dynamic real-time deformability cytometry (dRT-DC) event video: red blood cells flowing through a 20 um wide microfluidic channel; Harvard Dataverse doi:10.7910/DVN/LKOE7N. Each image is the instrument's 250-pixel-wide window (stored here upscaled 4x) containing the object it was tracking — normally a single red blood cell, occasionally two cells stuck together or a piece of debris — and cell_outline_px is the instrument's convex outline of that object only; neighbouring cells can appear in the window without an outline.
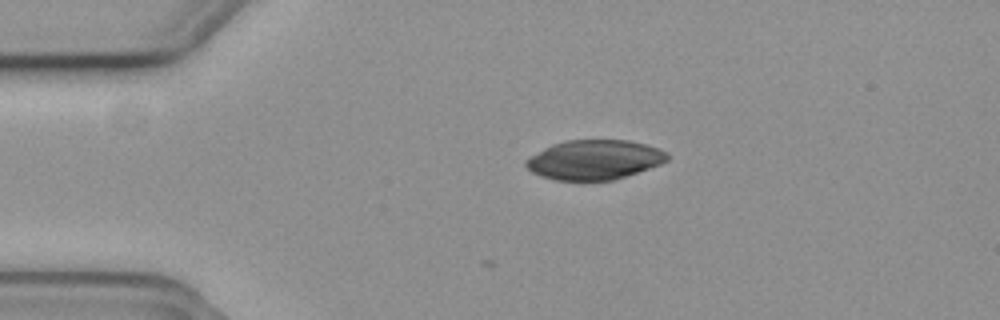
{"species": "common noctule bat (a hibernating species)", "species_latin": "Nyctalus noctula", "temperature_condition": "cold", "stored_images_in_passage": 5, "camera_frame_rate_fps": 3000, "um_per_image_px": 0.085, "animal": {"sex": "female", "body_mass_g": 19.3, "forearm_length_mm": 54.1}, "frame": {"image": 1, "passage_image": 1, "time_ms": 0.0, "image_size_px": [1000, 320], "cell_outline_px": [[668, 160], [660, 164], [612, 180], [556, 180], [540, 176], [532, 172], [524, 164], [524, 160], [544, 148], [552, 144], [568, 140], [628, 140], [660, 148], [668, 152]], "centroid_in_image_um": [50.51, 13.57], "position_along_channel_um": 34.5, "area_um2": 32.43}}